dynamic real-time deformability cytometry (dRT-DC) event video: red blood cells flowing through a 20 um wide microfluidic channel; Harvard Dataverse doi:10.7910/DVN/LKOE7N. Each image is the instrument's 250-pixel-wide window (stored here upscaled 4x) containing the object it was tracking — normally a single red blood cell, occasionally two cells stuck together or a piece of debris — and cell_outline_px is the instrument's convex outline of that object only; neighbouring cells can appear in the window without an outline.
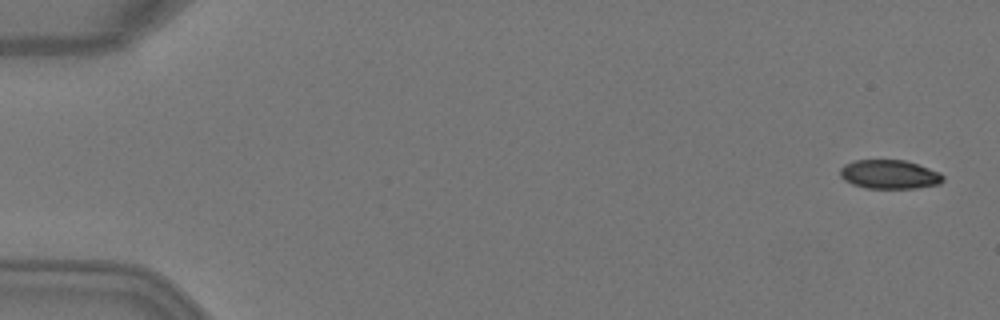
{"species": "Egyptian fruit bat (a non-hibernating species)", "species_latin": "Rousettus aegyptiacus", "temperature_condition": "warm", "stored_images_in_passage": 6, "camera_frame_rate_fps": 3000, "um_per_image_px": 0.085, "animal": {"sex": "female"}, "frame": {"image": 1, "passage_image": 1, "time_ms": 0.0, "image_size_px": [1000, 320], "cell_outline_px": [[944, 180], [940, 184], [916, 188], [868, 188], [852, 184], [844, 180], [840, 176], [840, 168], [844, 164], [856, 160], [904, 160], [940, 172], [944, 176]], "centroid_in_image_um": [75.6, 14.82], "position_along_channel_um": 9.4, "area_um2": 17.34}}
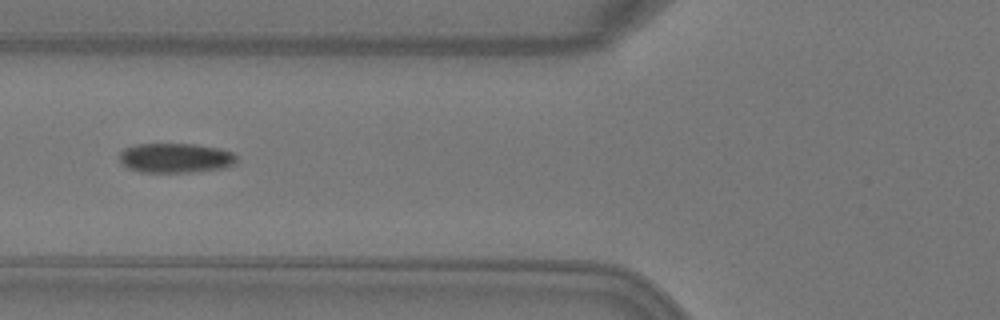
{"frame": {"image": 2, "passage_image": 5, "time_ms": 1.333, "image_size_px": [1000, 320], "cell_outline_px": [[236, 164], [224, 168], [192, 172], [140, 172], [128, 168], [120, 160], [120, 152], [124, 148], [136, 144], [196, 144], [220, 148], [232, 152], [236, 156]], "centroid_in_image_um": [14.94, 13.42], "position_along_channel_um": 110.9, "area_um2": 20.35}}